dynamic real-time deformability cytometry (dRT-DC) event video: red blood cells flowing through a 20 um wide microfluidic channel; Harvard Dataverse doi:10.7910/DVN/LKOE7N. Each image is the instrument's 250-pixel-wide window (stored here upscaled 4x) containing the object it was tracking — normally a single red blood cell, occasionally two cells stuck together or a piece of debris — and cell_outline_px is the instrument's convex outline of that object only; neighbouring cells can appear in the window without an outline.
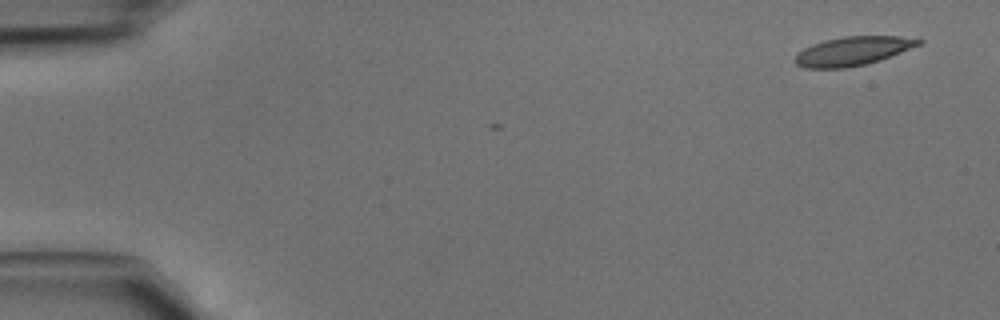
{"species": "common noctule bat (a hibernating species)", "species_latin": "Nyctalus noctula", "temperature_condition": "cold", "stored_images_in_passage": 3, "camera_frame_rate_fps": 3000, "um_per_image_px": 0.085, "animal": {"sex": "male", "body_mass_g": 15.6}, "frame": {"image": 1, "passage_image": 3, "time_ms": 0.667, "image_size_px": [1000, 320], "cell_outline_px": [[924, 40], [920, 44], [880, 60], [864, 64], [844, 68], [804, 68], [796, 64], [796, 52], [812, 44], [824, 40], [844, 36], [900, 36]], "centroid_in_image_um": [72.45, 4.33], "position_along_channel_um": 12.6, "area_um2": 20.58}}